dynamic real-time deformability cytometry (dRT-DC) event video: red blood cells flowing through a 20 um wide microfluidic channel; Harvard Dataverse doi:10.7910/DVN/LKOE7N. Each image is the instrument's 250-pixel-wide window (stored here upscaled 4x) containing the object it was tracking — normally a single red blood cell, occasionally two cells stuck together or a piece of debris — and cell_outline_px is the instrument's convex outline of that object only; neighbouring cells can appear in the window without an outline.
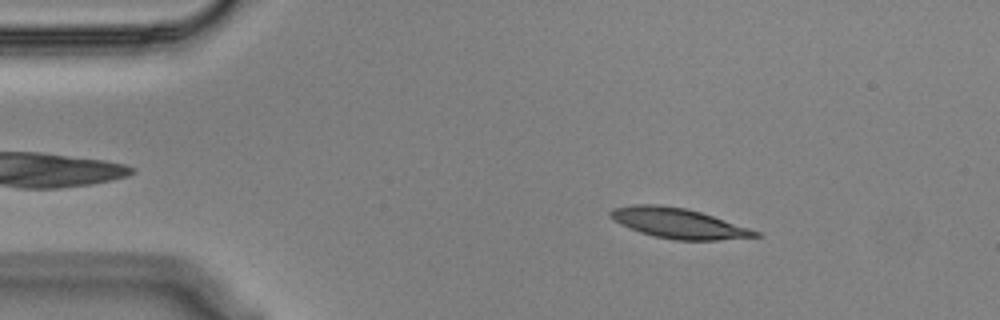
{"species": "Egyptian fruit bat (a non-hibernating species)", "species_latin": "Rousettus aegyptiacus", "temperature_condition": "cold", "stored_images_in_passage": 50, "camera_frame_rate_fps": 3000, "um_per_image_px": 0.085, "animal": {"sex": "male"}, "frame": {"image": 1, "passage_image": 3, "time_ms": 0.667, "image_size_px": [1000, 320], "cell_outline_px": [[764, 236], [716, 240], [672, 240], [640, 232], [620, 224], [608, 216], [608, 212], [612, 208], [636, 204], [660, 204], [684, 208], [700, 212], [760, 232]], "centroid_in_image_um": [57.62, 18.97], "position_along_channel_um": 27.4, "area_um2": 25.26}}
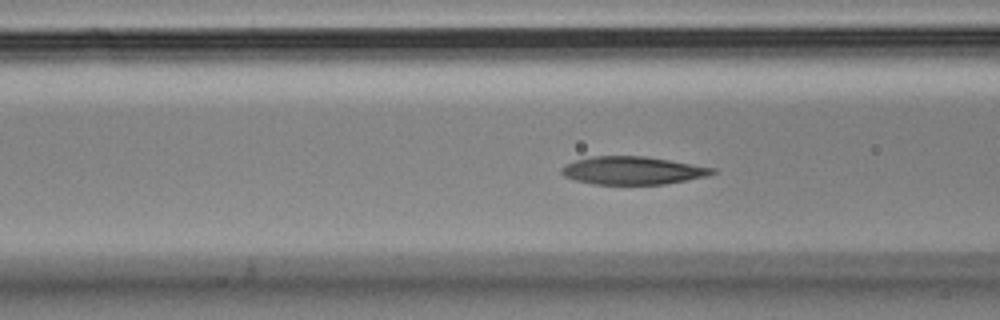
{"frame": {"image": 2, "passage_image": 15, "time_ms": 4.667, "image_size_px": [1000, 320], "cell_outline_px": [[716, 172], [708, 176], [664, 184], [592, 184], [576, 180], [564, 176], [560, 172], [560, 168], [564, 164], [576, 160], [592, 156], [644, 156], [716, 168]], "centroid_in_image_um": [53.74, 14.49], "position_along_channel_um": 112.9, "area_um2": 24.51}}
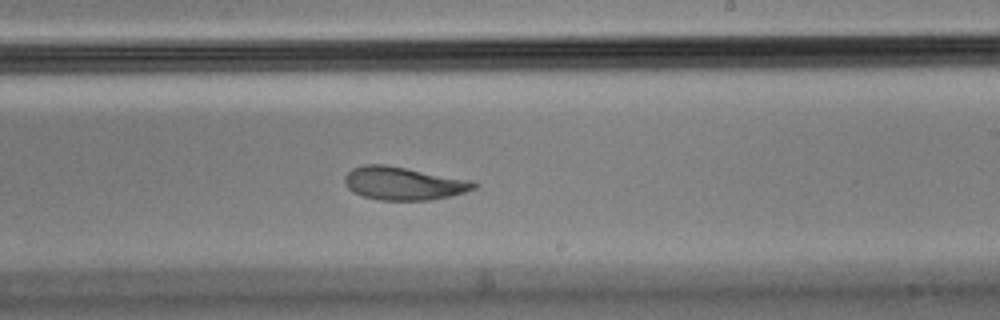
{"frame": {"image": 3, "passage_image": 27, "time_ms": 8.667, "image_size_px": [1000, 320], "cell_outline_px": [[476, 188], [464, 192], [432, 200], [380, 200], [364, 196], [352, 192], [348, 188], [344, 180], [344, 176], [352, 168], [364, 164], [384, 164], [472, 180], [476, 184]], "centroid_in_image_um": [34.27, 15.58], "position_along_channel_um": 254.7, "area_um2": 24.8}, "authors_computed_cell_mechanics": {"area_um2": 25.4031, "velocity_mm_per_s": 3.5483, "shape_relaxation_time_tau1_ms": 4.8471, "shape_relaxation_time_tau2_ms": 2.9298, "deformation_change_tau1": 0.1537, "deformation_change_tau2": 0.0883}}